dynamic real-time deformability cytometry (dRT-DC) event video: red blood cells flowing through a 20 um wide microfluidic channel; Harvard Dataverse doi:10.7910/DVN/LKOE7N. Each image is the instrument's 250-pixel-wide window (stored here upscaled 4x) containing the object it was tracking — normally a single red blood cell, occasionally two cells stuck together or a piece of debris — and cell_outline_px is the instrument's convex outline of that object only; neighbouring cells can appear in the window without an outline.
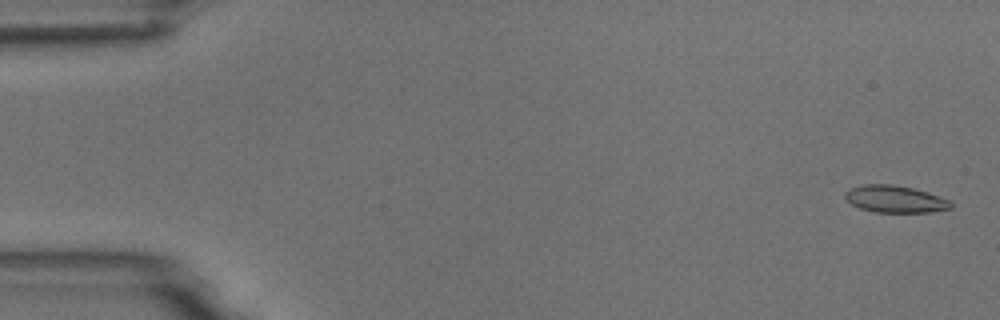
{"species": "common noctule bat (a hibernating species)", "species_latin": "Nyctalus noctula", "temperature_condition": "room temperature", "stored_images_in_passage": 5, "camera_frame_rate_fps": 3000, "um_per_image_px": 0.085, "animal": {"sex": "male", "body_mass_g": 18.8}, "frame": {"image": 1, "passage_image": 1, "time_ms": 0.0, "image_size_px": [1000, 320], "cell_outline_px": [[952, 208], [928, 212], [876, 212], [860, 208], [852, 204], [844, 196], [844, 192], [860, 184], [892, 184], [912, 188], [928, 192], [948, 200], [952, 204]], "centroid_in_image_um": [76.06, 16.91], "position_along_channel_um": 8.9, "area_um2": 16.53}}
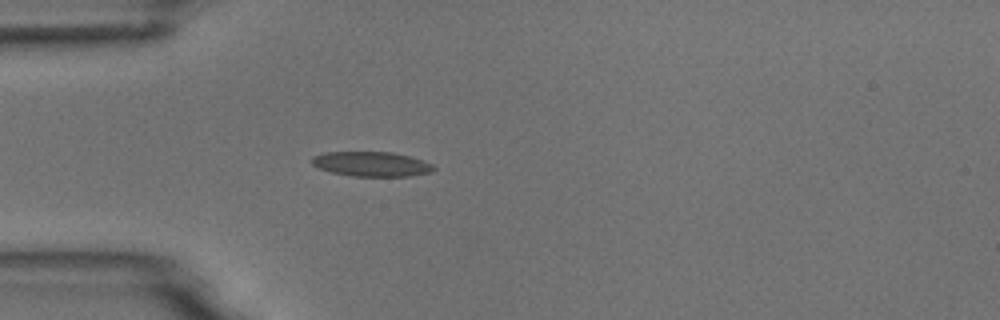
{"frame": {"image": 2, "passage_image": 5, "time_ms": 4.667, "image_size_px": [1000, 320], "cell_outline_px": [[436, 168], [432, 172], [408, 176], [352, 176], [332, 172], [320, 168], [312, 164], [312, 156], [324, 152], [392, 152], [408, 156], [432, 164]], "centroid_in_image_um": [31.57, 13.94], "position_along_channel_um": 53.4, "area_um2": 17.4}}